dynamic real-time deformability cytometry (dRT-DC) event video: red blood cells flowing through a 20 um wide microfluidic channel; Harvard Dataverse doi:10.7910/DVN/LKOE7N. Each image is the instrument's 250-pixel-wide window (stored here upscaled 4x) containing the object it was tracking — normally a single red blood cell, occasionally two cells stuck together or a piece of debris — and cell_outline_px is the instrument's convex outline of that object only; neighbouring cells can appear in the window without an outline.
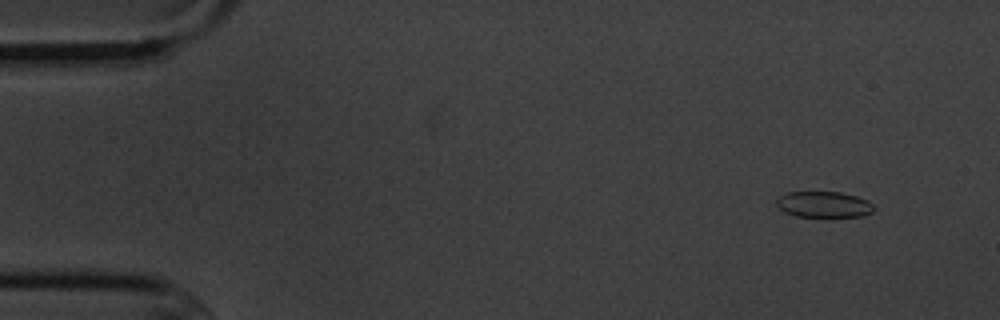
{"species": "common noctule bat (a hibernating species)", "species_latin": "Nyctalus noctula", "temperature_condition": "cold", "stored_images_in_passage": 7, "camera_frame_rate_fps": 3000, "um_per_image_px": 0.085, "animal": {"sex": "male", "body_mass_g": 20.1, "forearm_length_mm": 53.5}, "frame": {"image": 1, "passage_image": 1, "time_ms": 0.0, "image_size_px": [1000, 320], "cell_outline_px": [[876, 208], [872, 212], [860, 216], [828, 220], [824, 220], [796, 216], [784, 212], [776, 204], [776, 200], [780, 196], [788, 192], [840, 192], [856, 196], [868, 200]], "centroid_in_image_um": [70.05, 17.44], "position_along_channel_um": 15.0, "area_um2": 15.61}}
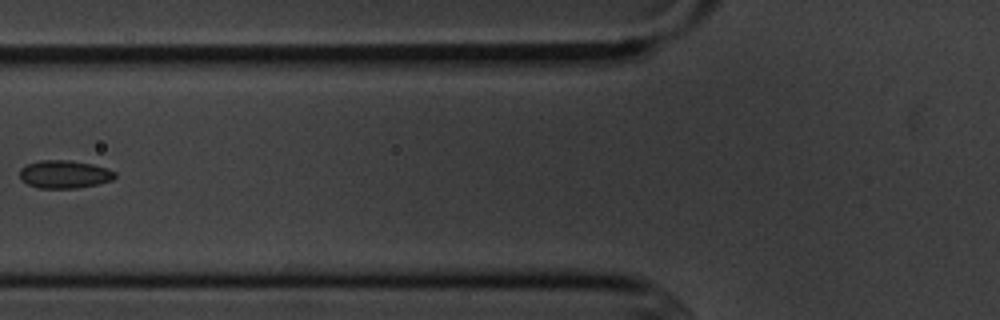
{"frame": {"image": 2, "passage_image": 6, "time_ms": 5.667, "image_size_px": [1000, 320], "cell_outline_px": [[116, 176], [112, 180], [96, 184], [76, 188], [40, 188], [28, 184], [20, 180], [20, 168], [28, 164], [40, 160], [68, 160], [92, 164], [108, 168], [116, 172]], "centroid_in_image_um": [5.47, 14.81], "position_along_channel_um": 120.3, "area_um2": 15.49}}
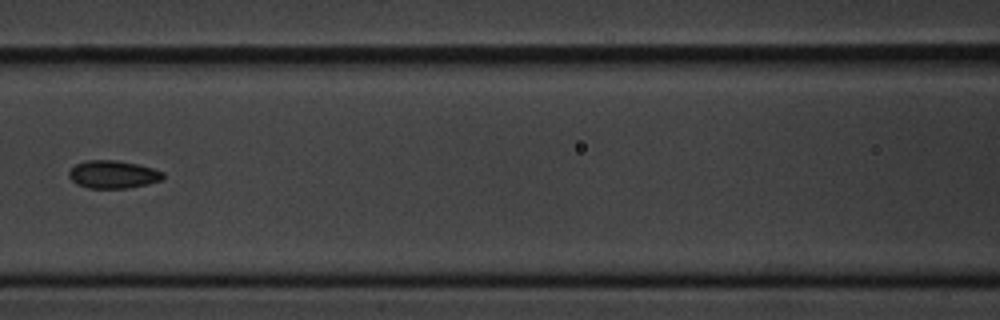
{"frame": {"image": 3, "passage_image": 7, "time_ms": 6.667, "image_size_px": [1000, 320], "cell_outline_px": [[164, 180], [148, 184], [128, 188], [88, 188], [76, 184], [68, 176], [68, 172], [76, 164], [84, 160], [116, 160], [136, 164], [152, 168], [164, 172]], "centroid_in_image_um": [9.61, 14.83], "position_along_channel_um": 157.0, "area_um2": 15.37}}